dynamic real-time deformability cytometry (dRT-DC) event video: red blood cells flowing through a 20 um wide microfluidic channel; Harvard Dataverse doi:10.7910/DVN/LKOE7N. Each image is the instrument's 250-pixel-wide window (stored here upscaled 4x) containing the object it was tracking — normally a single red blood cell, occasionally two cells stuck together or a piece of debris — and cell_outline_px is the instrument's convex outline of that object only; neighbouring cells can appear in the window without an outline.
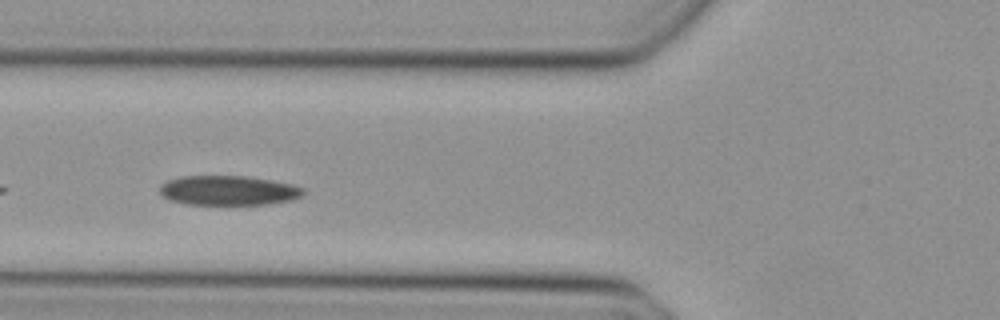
{"species": "Egyptian fruit bat (a non-hibernating species)", "species_latin": "Rousettus aegyptiacus", "temperature_condition": "cold", "stored_images_in_passage": 34, "camera_frame_rate_fps": 3000, "um_per_image_px": 0.085, "animal": {"sex": "female"}, "frame": {"image": 1, "passage_image": 12, "time_ms": 3.667, "image_size_px": [1000, 320], "cell_outline_px": [[304, 192], [300, 196], [292, 200], [268, 204], [188, 204], [168, 200], [160, 192], [160, 184], [168, 180], [180, 176], [248, 176], [272, 180], [292, 184], [304, 188]], "centroid_in_image_um": [19.41, 16.18], "position_along_channel_um": 106.4, "area_um2": 24.8}}
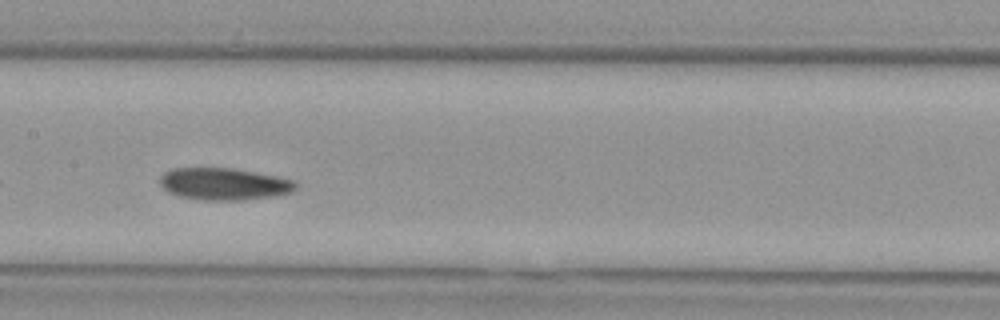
{"frame": {"image": 2, "passage_image": 18, "time_ms": 5.667, "image_size_px": [1000, 320], "cell_outline_px": [[296, 188], [292, 192], [272, 196], [240, 200], [204, 200], [180, 196], [168, 192], [160, 184], [160, 176], [164, 172], [172, 168], [232, 168], [276, 176], [296, 180]], "centroid_in_image_um": [19.03, 15.63], "position_along_channel_um": 188.4, "area_um2": 25.26}}
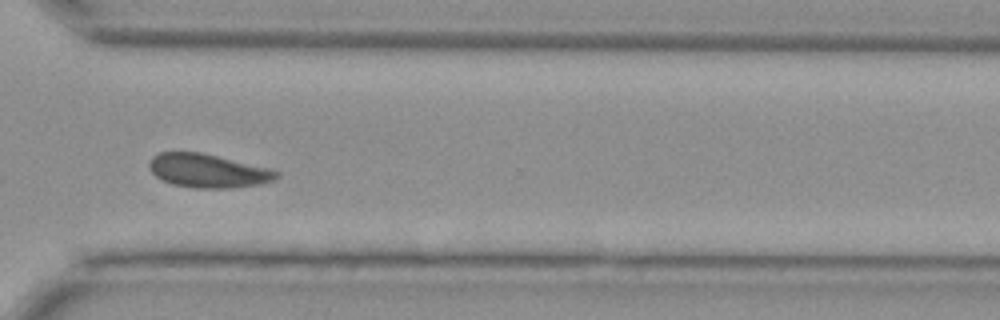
{"frame": {"image": 3, "passage_image": 30, "time_ms": 9.667, "image_size_px": [1000, 320], "cell_outline_px": [[280, 176], [272, 180], [260, 184], [232, 188], [196, 188], [172, 184], [156, 176], [148, 168], [148, 164], [152, 156], [160, 152], [200, 152], [268, 168], [280, 172]], "centroid_in_image_um": [17.65, 14.52], "position_along_channel_um": 352.9, "area_um2": 24.8}}